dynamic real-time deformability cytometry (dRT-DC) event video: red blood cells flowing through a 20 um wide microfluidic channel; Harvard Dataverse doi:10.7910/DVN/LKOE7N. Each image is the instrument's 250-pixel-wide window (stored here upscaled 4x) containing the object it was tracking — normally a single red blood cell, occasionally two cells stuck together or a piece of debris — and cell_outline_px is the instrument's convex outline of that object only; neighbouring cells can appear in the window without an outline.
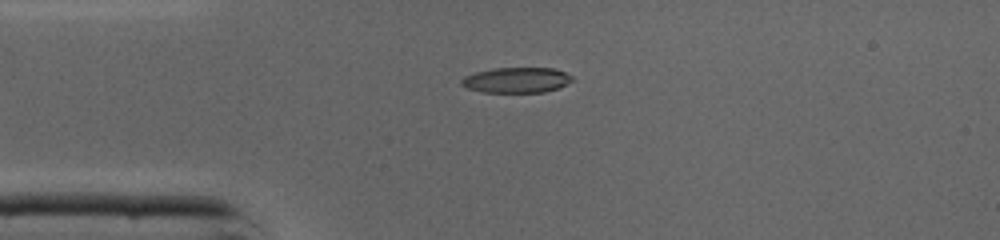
{"species": "common noctule bat (a hibernating species)", "species_latin": "Nyctalus noctula", "temperature_condition": "cold", "stored_images_in_passage": 36, "camera_frame_rate_fps": 3000, "um_per_image_px": 0.085, "animal": {"sex": "male", "body_mass_g": 19.0, "forearm_length_mm": 50.8}, "frame": {"image": 1, "passage_image": 1, "time_ms": 0.0, "image_size_px": [1000, 240], "cell_outline_px": [[576, 80], [556, 88], [544, 92], [484, 92], [468, 88], [460, 84], [460, 80], [464, 76], [476, 72], [492, 68], [552, 68], [564, 72], [572, 76]], "centroid_in_image_um": [43.9, 6.8], "position_along_channel_um": 41.1, "area_um2": 16.36}}
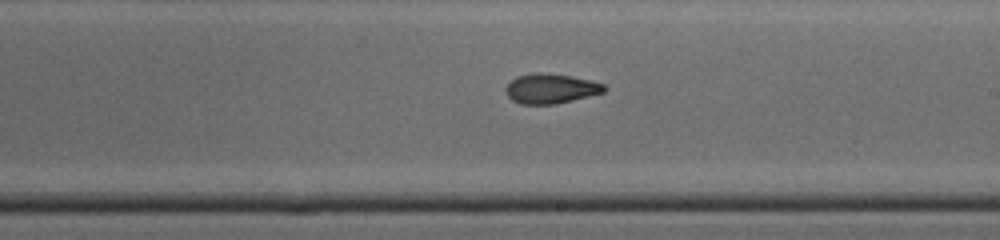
{"frame": {"image": 2, "passage_image": 16, "time_ms": 5.0, "image_size_px": [1000, 240], "cell_outline_px": [[608, 88], [604, 92], [556, 104], [520, 104], [512, 100], [508, 96], [508, 84], [516, 76], [532, 72], [540, 72], [572, 76], [592, 80], [604, 84]], "centroid_in_image_um": [46.85, 7.52], "position_along_channel_um": 242.1, "area_um2": 17.05}}
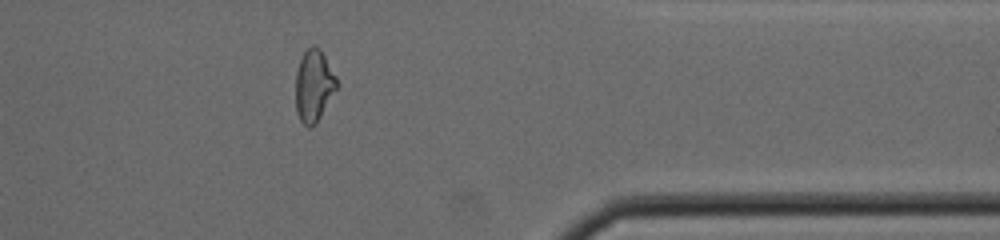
{"frame": {"image": 3, "passage_image": 27, "time_ms": 8.667, "image_size_px": [1000, 240], "cell_outline_px": [[336, 88], [320, 116], [308, 128], [300, 120], [296, 112], [296, 72], [300, 60], [304, 52], [312, 44], [316, 44], [320, 48], [336, 76]], "centroid_in_image_um": [26.65, 7.23], "position_along_channel_um": 384.8, "area_um2": 16.82}, "authors_computed_cell_mechanics": {"area_um2": 17.2244, "velocity_mm_per_s": 4.3828, "shape_relaxation_time_tau1_ms": 8.1552, "shape_relaxation_time_tau2_ms": 2.3425, "deformation_change_tau1": 0.278, "deformation_change_tau2": 0.0897}}